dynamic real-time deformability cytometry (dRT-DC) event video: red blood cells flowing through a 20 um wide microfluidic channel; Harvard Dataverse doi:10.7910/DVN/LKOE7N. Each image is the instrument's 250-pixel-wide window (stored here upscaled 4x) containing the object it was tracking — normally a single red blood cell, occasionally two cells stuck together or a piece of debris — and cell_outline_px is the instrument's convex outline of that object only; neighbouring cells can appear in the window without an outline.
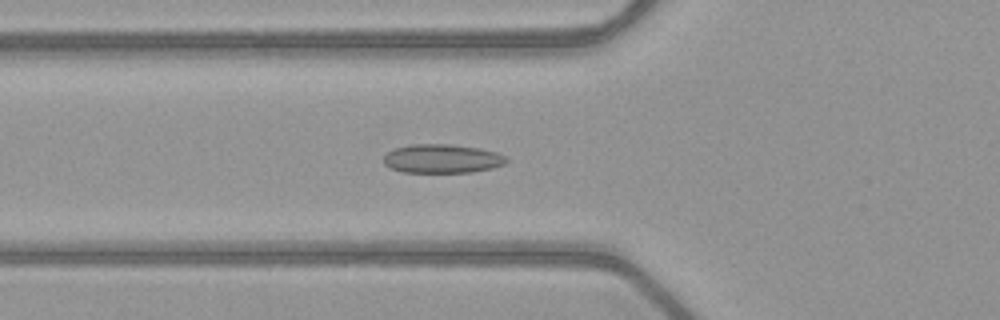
{"species": "common noctule bat (a hibernating species)", "species_latin": "Nyctalus noctula", "temperature_condition": "warm", "stored_images_in_passage": 34, "camera_frame_rate_fps": 3000, "um_per_image_px": 0.085, "animal": {"sex": "female", "body_mass_g": 21.9}, "frame": {"image": 1, "passage_image": 2, "time_ms": 0.333, "image_size_px": [1000, 320], "cell_outline_px": [[508, 160], [504, 164], [492, 168], [472, 172], [404, 172], [392, 168], [384, 164], [384, 156], [388, 152], [396, 148], [412, 144], [452, 144], [480, 148], [496, 152], [504, 156]], "centroid_in_image_um": [37.6, 13.48], "position_along_channel_um": 88.2, "area_um2": 20.52}}
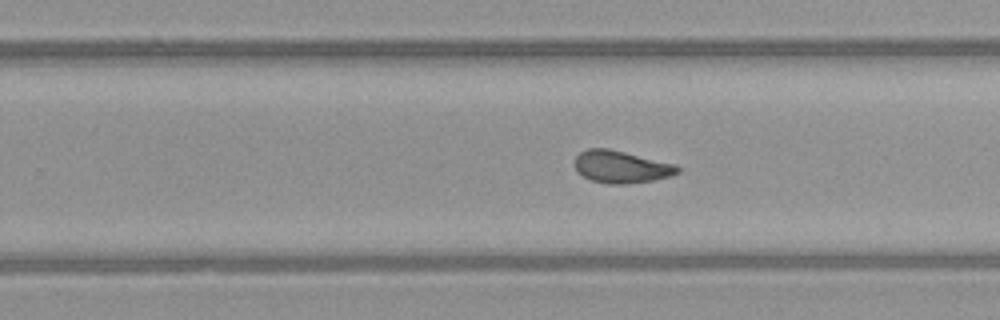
{"frame": {"image": 2, "passage_image": 16, "time_ms": 5.0, "image_size_px": [1000, 320], "cell_outline_px": [[680, 172], [668, 176], [652, 180], [628, 184], [608, 184], [592, 180], [576, 172], [572, 164], [576, 156], [580, 152], [588, 148], [608, 148], [676, 164], [680, 168]], "centroid_in_image_um": [52.75, 14.17], "position_along_channel_um": 277.0, "area_um2": 19.48}}
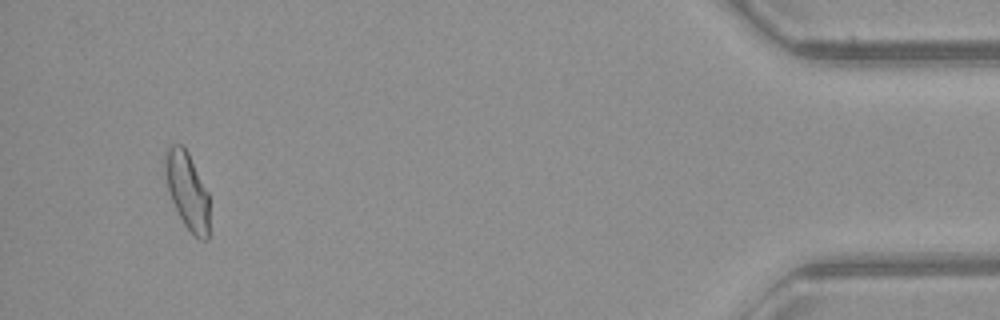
{"frame": {"image": 3, "passage_image": 32, "time_ms": 10.333, "image_size_px": [1000, 320], "cell_outline_px": [[208, 240], [200, 240], [184, 224], [168, 192], [164, 172], [164, 152], [168, 144], [180, 144], [188, 152], [208, 192]], "centroid_in_image_um": [15.88, 16.15], "position_along_channel_um": 419.3, "area_um2": 19.83}, "authors_computed_cell_mechanics": {"area_um2": 19.4786, "velocity_mm_per_s": 4.0236, "shape_relaxation_time_tau1_ms": null, "shape_relaxation_time_tau2_ms": 1.6503, "deformation_change_tau1": null, "deformation_change_tau2": 0.0664}}